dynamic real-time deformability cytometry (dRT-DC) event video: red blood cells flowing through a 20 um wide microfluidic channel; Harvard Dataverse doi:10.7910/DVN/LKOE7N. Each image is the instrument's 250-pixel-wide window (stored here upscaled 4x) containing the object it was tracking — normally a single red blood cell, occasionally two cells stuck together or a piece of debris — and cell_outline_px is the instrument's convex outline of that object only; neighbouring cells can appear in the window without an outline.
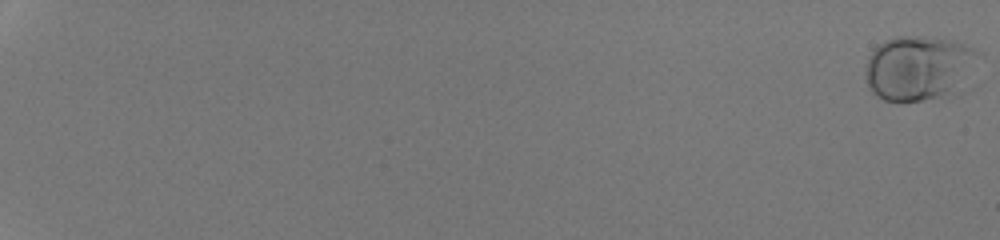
{"species": "human", "species_latin": "Homo sapiens", "temperature_condition": "room temperature", "stored_images_in_passage": 48, "camera_frame_rate_fps": 3000, "um_per_image_px": 0.085, "donor": {"sex": "male"}, "frame": {"image": 1, "passage_image": 1, "time_ms": 0.0, "image_size_px": [1000, 240], "cell_outline_px": [[984, 52], [952, 92], [940, 96], [920, 100], [884, 100], [876, 96], [872, 92], [868, 84], [864, 72], [868, 56], [884, 40], [896, 36], [916, 36], [952, 40], [964, 44]], "centroid_in_image_um": [78.04, 5.73], "position_along_channel_um": 7.0, "area_um2": 41.79}}
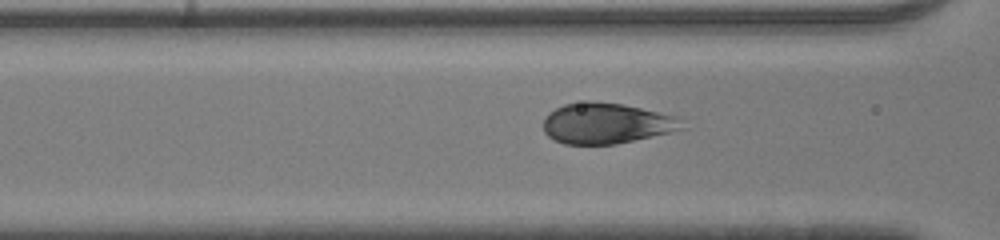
{"frame": {"image": 2, "passage_image": 28, "time_ms": 9.0, "image_size_px": [1000, 240], "cell_outline_px": [[688, 128], [616, 144], [564, 144], [548, 136], [544, 132], [544, 120], [548, 112], [564, 104], [588, 100], [620, 104], [680, 116]], "centroid_in_image_um": [51.58, 10.48], "position_along_channel_um": 115.0, "area_um2": 33.06}}
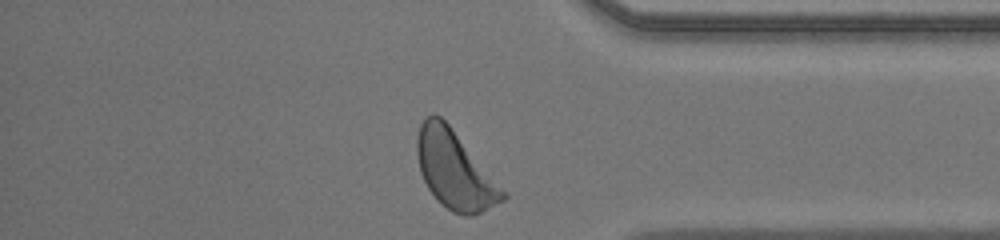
{"frame": {"image": 3, "passage_image": 48, "time_ms": 15.667, "image_size_px": [1000, 240], "cell_outline_px": [[508, 196], [504, 200], [472, 216], [464, 216], [452, 212], [440, 204], [436, 200], [428, 188], [420, 172], [416, 152], [416, 140], [420, 124], [432, 112], [440, 116], [448, 124]], "centroid_in_image_um": [38.59, 14.47], "position_along_channel_um": 396.6, "area_um2": 38.09}, "authors_computed_cell_mechanics": {"area_um2": 35.2869, "velocity_mm_per_s": 4.2862, "shape_relaxation_time_tau1_ms": 0.6497, "shape_relaxation_time_tau2_ms": null, "deformation_change_tau1": 0.0858, "deformation_change_tau2": null}}